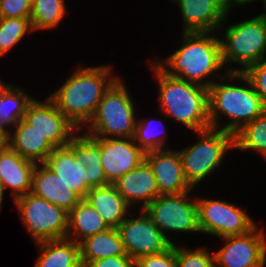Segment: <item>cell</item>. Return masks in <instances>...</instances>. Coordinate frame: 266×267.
<instances>
[{"mask_svg": "<svg viewBox=\"0 0 266 267\" xmlns=\"http://www.w3.org/2000/svg\"><path fill=\"white\" fill-rule=\"evenodd\" d=\"M154 62L170 76L209 88L216 80L207 78L224 67L220 38L214 32H183L181 48Z\"/></svg>", "mask_w": 266, "mask_h": 267, "instance_id": "6da1fadb", "label": "cell"}, {"mask_svg": "<svg viewBox=\"0 0 266 267\" xmlns=\"http://www.w3.org/2000/svg\"><path fill=\"white\" fill-rule=\"evenodd\" d=\"M110 66L79 67L49 96L78 130L88 124L104 93L119 78L111 75Z\"/></svg>", "mask_w": 266, "mask_h": 267, "instance_id": "7a4b0ae2", "label": "cell"}, {"mask_svg": "<svg viewBox=\"0 0 266 267\" xmlns=\"http://www.w3.org/2000/svg\"><path fill=\"white\" fill-rule=\"evenodd\" d=\"M219 75L221 84L215 81L208 88L209 122L212 128L223 129L234 135L244 125L259 117L266 107L249 79L242 72L226 71L223 75L221 73ZM227 77L229 82L237 79L246 84L243 87L238 84H224ZM219 114L227 116L231 121L223 128L219 126V121L217 122L223 118Z\"/></svg>", "mask_w": 266, "mask_h": 267, "instance_id": "3957f363", "label": "cell"}, {"mask_svg": "<svg viewBox=\"0 0 266 267\" xmlns=\"http://www.w3.org/2000/svg\"><path fill=\"white\" fill-rule=\"evenodd\" d=\"M149 66L159 84V107L165 118L173 117L194 132L210 128L208 88L170 76L153 61Z\"/></svg>", "mask_w": 266, "mask_h": 267, "instance_id": "277c9868", "label": "cell"}, {"mask_svg": "<svg viewBox=\"0 0 266 267\" xmlns=\"http://www.w3.org/2000/svg\"><path fill=\"white\" fill-rule=\"evenodd\" d=\"M120 78L104 93L86 125L89 131L84 134L94 138H133L137 121L135 107Z\"/></svg>", "mask_w": 266, "mask_h": 267, "instance_id": "5b68a950", "label": "cell"}, {"mask_svg": "<svg viewBox=\"0 0 266 267\" xmlns=\"http://www.w3.org/2000/svg\"><path fill=\"white\" fill-rule=\"evenodd\" d=\"M221 41L222 62L238 63L242 68L228 67L227 72H242L250 65L265 59L266 16L262 13L252 19L230 25Z\"/></svg>", "mask_w": 266, "mask_h": 267, "instance_id": "8992f818", "label": "cell"}, {"mask_svg": "<svg viewBox=\"0 0 266 267\" xmlns=\"http://www.w3.org/2000/svg\"><path fill=\"white\" fill-rule=\"evenodd\" d=\"M196 133L201 140L178 150L185 180L192 189L218 168L226 153L234 149V135L223 129L210 127Z\"/></svg>", "mask_w": 266, "mask_h": 267, "instance_id": "52a82bcc", "label": "cell"}, {"mask_svg": "<svg viewBox=\"0 0 266 267\" xmlns=\"http://www.w3.org/2000/svg\"><path fill=\"white\" fill-rule=\"evenodd\" d=\"M22 223L35 243L65 239L68 212L29 192L13 200Z\"/></svg>", "mask_w": 266, "mask_h": 267, "instance_id": "ba28073f", "label": "cell"}, {"mask_svg": "<svg viewBox=\"0 0 266 267\" xmlns=\"http://www.w3.org/2000/svg\"><path fill=\"white\" fill-rule=\"evenodd\" d=\"M190 192L159 195L144 209V212L172 245L174 242L167 236L168 231L201 233L198 204L196 197L192 200L189 196Z\"/></svg>", "mask_w": 266, "mask_h": 267, "instance_id": "9c48e42d", "label": "cell"}, {"mask_svg": "<svg viewBox=\"0 0 266 267\" xmlns=\"http://www.w3.org/2000/svg\"><path fill=\"white\" fill-rule=\"evenodd\" d=\"M198 204L199 228L220 238L242 235L252 230L256 223L247 210L222 200L196 198Z\"/></svg>", "mask_w": 266, "mask_h": 267, "instance_id": "30bf717a", "label": "cell"}, {"mask_svg": "<svg viewBox=\"0 0 266 267\" xmlns=\"http://www.w3.org/2000/svg\"><path fill=\"white\" fill-rule=\"evenodd\" d=\"M141 211L139 217L126 218L117 228L126 254L134 262L144 256L165 252L172 246L144 210Z\"/></svg>", "mask_w": 266, "mask_h": 267, "instance_id": "8fae6325", "label": "cell"}, {"mask_svg": "<svg viewBox=\"0 0 266 267\" xmlns=\"http://www.w3.org/2000/svg\"><path fill=\"white\" fill-rule=\"evenodd\" d=\"M265 237L263 230L255 226L248 233L221 238L226 245L214 254L215 267H264Z\"/></svg>", "mask_w": 266, "mask_h": 267, "instance_id": "7c38bea8", "label": "cell"}, {"mask_svg": "<svg viewBox=\"0 0 266 267\" xmlns=\"http://www.w3.org/2000/svg\"><path fill=\"white\" fill-rule=\"evenodd\" d=\"M45 102L33 99L24 114L23 120L34 128L54 147L66 146L78 131L48 97Z\"/></svg>", "mask_w": 266, "mask_h": 267, "instance_id": "4fadbf2b", "label": "cell"}, {"mask_svg": "<svg viewBox=\"0 0 266 267\" xmlns=\"http://www.w3.org/2000/svg\"><path fill=\"white\" fill-rule=\"evenodd\" d=\"M100 156L107 181L113 184L145 160L133 138H100Z\"/></svg>", "mask_w": 266, "mask_h": 267, "instance_id": "5bb4252c", "label": "cell"}, {"mask_svg": "<svg viewBox=\"0 0 266 267\" xmlns=\"http://www.w3.org/2000/svg\"><path fill=\"white\" fill-rule=\"evenodd\" d=\"M176 2L184 22L183 32L221 31L231 10L228 0H171ZM218 29V30H216Z\"/></svg>", "mask_w": 266, "mask_h": 267, "instance_id": "9a60e30c", "label": "cell"}, {"mask_svg": "<svg viewBox=\"0 0 266 267\" xmlns=\"http://www.w3.org/2000/svg\"><path fill=\"white\" fill-rule=\"evenodd\" d=\"M145 160L152 168L160 195L181 194L193 190L185 180L178 150L165 148L146 152Z\"/></svg>", "mask_w": 266, "mask_h": 267, "instance_id": "2e32d148", "label": "cell"}, {"mask_svg": "<svg viewBox=\"0 0 266 267\" xmlns=\"http://www.w3.org/2000/svg\"><path fill=\"white\" fill-rule=\"evenodd\" d=\"M113 184L129 206L141 202V210L160 195L152 168L146 160Z\"/></svg>", "mask_w": 266, "mask_h": 267, "instance_id": "e0dca14e", "label": "cell"}, {"mask_svg": "<svg viewBox=\"0 0 266 267\" xmlns=\"http://www.w3.org/2000/svg\"><path fill=\"white\" fill-rule=\"evenodd\" d=\"M31 193L63 208L68 213L82 199L64 184L45 163L36 164L34 168Z\"/></svg>", "mask_w": 266, "mask_h": 267, "instance_id": "ac0fdd59", "label": "cell"}, {"mask_svg": "<svg viewBox=\"0 0 266 267\" xmlns=\"http://www.w3.org/2000/svg\"><path fill=\"white\" fill-rule=\"evenodd\" d=\"M36 164L20 156L9 145L0 151V180L4 188H11L13 200L32 189V176Z\"/></svg>", "mask_w": 266, "mask_h": 267, "instance_id": "d6986e66", "label": "cell"}, {"mask_svg": "<svg viewBox=\"0 0 266 267\" xmlns=\"http://www.w3.org/2000/svg\"><path fill=\"white\" fill-rule=\"evenodd\" d=\"M45 164L82 199L91 189L87 185V166L75 159L73 151L66 145L54 148Z\"/></svg>", "mask_w": 266, "mask_h": 267, "instance_id": "ffe728a7", "label": "cell"}, {"mask_svg": "<svg viewBox=\"0 0 266 267\" xmlns=\"http://www.w3.org/2000/svg\"><path fill=\"white\" fill-rule=\"evenodd\" d=\"M12 133H8V145L20 154L21 157L35 164L45 163L54 147L34 130L28 123L21 119Z\"/></svg>", "mask_w": 266, "mask_h": 267, "instance_id": "44dd1931", "label": "cell"}, {"mask_svg": "<svg viewBox=\"0 0 266 267\" xmlns=\"http://www.w3.org/2000/svg\"><path fill=\"white\" fill-rule=\"evenodd\" d=\"M84 199L96 209L109 228L117 229L130 208L114 184L91 188Z\"/></svg>", "mask_w": 266, "mask_h": 267, "instance_id": "7402d4cb", "label": "cell"}, {"mask_svg": "<svg viewBox=\"0 0 266 267\" xmlns=\"http://www.w3.org/2000/svg\"><path fill=\"white\" fill-rule=\"evenodd\" d=\"M107 229H109V227L104 222L101 215L85 199H81L68 213L66 238L78 244L84 239Z\"/></svg>", "mask_w": 266, "mask_h": 267, "instance_id": "603a6c76", "label": "cell"}, {"mask_svg": "<svg viewBox=\"0 0 266 267\" xmlns=\"http://www.w3.org/2000/svg\"><path fill=\"white\" fill-rule=\"evenodd\" d=\"M82 267L90 262L113 256L127 255L118 229L109 228L79 243Z\"/></svg>", "mask_w": 266, "mask_h": 267, "instance_id": "cb8c5ba5", "label": "cell"}, {"mask_svg": "<svg viewBox=\"0 0 266 267\" xmlns=\"http://www.w3.org/2000/svg\"><path fill=\"white\" fill-rule=\"evenodd\" d=\"M40 255L34 267H82L80 245L67 238L36 243Z\"/></svg>", "mask_w": 266, "mask_h": 267, "instance_id": "d4e9b609", "label": "cell"}, {"mask_svg": "<svg viewBox=\"0 0 266 267\" xmlns=\"http://www.w3.org/2000/svg\"><path fill=\"white\" fill-rule=\"evenodd\" d=\"M33 98L21 88L4 84L0 80V129L9 133L6 126H15L23 119L26 109Z\"/></svg>", "mask_w": 266, "mask_h": 267, "instance_id": "484cf974", "label": "cell"}, {"mask_svg": "<svg viewBox=\"0 0 266 267\" xmlns=\"http://www.w3.org/2000/svg\"><path fill=\"white\" fill-rule=\"evenodd\" d=\"M234 150L257 151L266 159V110L234 134Z\"/></svg>", "mask_w": 266, "mask_h": 267, "instance_id": "4316f807", "label": "cell"}, {"mask_svg": "<svg viewBox=\"0 0 266 267\" xmlns=\"http://www.w3.org/2000/svg\"><path fill=\"white\" fill-rule=\"evenodd\" d=\"M65 0H32L30 20L33 31L52 29L66 15Z\"/></svg>", "mask_w": 266, "mask_h": 267, "instance_id": "83f0119b", "label": "cell"}, {"mask_svg": "<svg viewBox=\"0 0 266 267\" xmlns=\"http://www.w3.org/2000/svg\"><path fill=\"white\" fill-rule=\"evenodd\" d=\"M29 32H33L30 18H0V56L7 54Z\"/></svg>", "mask_w": 266, "mask_h": 267, "instance_id": "f1b7e54d", "label": "cell"}, {"mask_svg": "<svg viewBox=\"0 0 266 267\" xmlns=\"http://www.w3.org/2000/svg\"><path fill=\"white\" fill-rule=\"evenodd\" d=\"M151 122L152 121L149 119L147 120L138 119L136 121L133 140L144 153L150 152V151H156L160 149H165L164 145L166 144L165 142L167 139L166 129H163V132L159 134L160 132L157 133L158 131H156L153 128L156 124H154L153 126ZM163 134L166 137L163 136Z\"/></svg>", "mask_w": 266, "mask_h": 267, "instance_id": "f546056e", "label": "cell"}, {"mask_svg": "<svg viewBox=\"0 0 266 267\" xmlns=\"http://www.w3.org/2000/svg\"><path fill=\"white\" fill-rule=\"evenodd\" d=\"M67 146L73 151L75 159L80 161L83 166L101 163L100 138L78 134L72 138Z\"/></svg>", "mask_w": 266, "mask_h": 267, "instance_id": "4dcf8cb0", "label": "cell"}, {"mask_svg": "<svg viewBox=\"0 0 266 267\" xmlns=\"http://www.w3.org/2000/svg\"><path fill=\"white\" fill-rule=\"evenodd\" d=\"M205 247L188 249L176 245V267H215L214 253Z\"/></svg>", "mask_w": 266, "mask_h": 267, "instance_id": "1f68e13d", "label": "cell"}, {"mask_svg": "<svg viewBox=\"0 0 266 267\" xmlns=\"http://www.w3.org/2000/svg\"><path fill=\"white\" fill-rule=\"evenodd\" d=\"M242 73L249 79L266 107V58L250 65Z\"/></svg>", "mask_w": 266, "mask_h": 267, "instance_id": "d6a6232c", "label": "cell"}, {"mask_svg": "<svg viewBox=\"0 0 266 267\" xmlns=\"http://www.w3.org/2000/svg\"><path fill=\"white\" fill-rule=\"evenodd\" d=\"M32 0H0V18H30Z\"/></svg>", "mask_w": 266, "mask_h": 267, "instance_id": "836d02e7", "label": "cell"}, {"mask_svg": "<svg viewBox=\"0 0 266 267\" xmlns=\"http://www.w3.org/2000/svg\"><path fill=\"white\" fill-rule=\"evenodd\" d=\"M134 267H176V245L160 254L139 258L134 262Z\"/></svg>", "mask_w": 266, "mask_h": 267, "instance_id": "e575fe53", "label": "cell"}, {"mask_svg": "<svg viewBox=\"0 0 266 267\" xmlns=\"http://www.w3.org/2000/svg\"><path fill=\"white\" fill-rule=\"evenodd\" d=\"M110 184L105 176L101 163H93L87 166V185L90 188L102 187Z\"/></svg>", "mask_w": 266, "mask_h": 267, "instance_id": "d590c367", "label": "cell"}, {"mask_svg": "<svg viewBox=\"0 0 266 267\" xmlns=\"http://www.w3.org/2000/svg\"><path fill=\"white\" fill-rule=\"evenodd\" d=\"M86 267H134V261L128 255H120L92 261Z\"/></svg>", "mask_w": 266, "mask_h": 267, "instance_id": "8d00e7d4", "label": "cell"}, {"mask_svg": "<svg viewBox=\"0 0 266 267\" xmlns=\"http://www.w3.org/2000/svg\"><path fill=\"white\" fill-rule=\"evenodd\" d=\"M8 145V133L0 129V151Z\"/></svg>", "mask_w": 266, "mask_h": 267, "instance_id": "74e56055", "label": "cell"}, {"mask_svg": "<svg viewBox=\"0 0 266 267\" xmlns=\"http://www.w3.org/2000/svg\"><path fill=\"white\" fill-rule=\"evenodd\" d=\"M229 1V4L231 6V9L233 7L234 4H237L238 6H243L245 4H250L251 2L253 3L254 1L256 0H228ZM263 1V6L265 5L266 3V0H262Z\"/></svg>", "mask_w": 266, "mask_h": 267, "instance_id": "f35d334b", "label": "cell"}, {"mask_svg": "<svg viewBox=\"0 0 266 267\" xmlns=\"http://www.w3.org/2000/svg\"><path fill=\"white\" fill-rule=\"evenodd\" d=\"M4 191H5L4 185H3L2 181L0 180V211H1V207H2L1 205L3 203Z\"/></svg>", "mask_w": 266, "mask_h": 267, "instance_id": "ab89813d", "label": "cell"}, {"mask_svg": "<svg viewBox=\"0 0 266 267\" xmlns=\"http://www.w3.org/2000/svg\"><path fill=\"white\" fill-rule=\"evenodd\" d=\"M264 10H265V12H263V14L266 16V3H265V5H264Z\"/></svg>", "mask_w": 266, "mask_h": 267, "instance_id": "60d3db41", "label": "cell"}]
</instances>
